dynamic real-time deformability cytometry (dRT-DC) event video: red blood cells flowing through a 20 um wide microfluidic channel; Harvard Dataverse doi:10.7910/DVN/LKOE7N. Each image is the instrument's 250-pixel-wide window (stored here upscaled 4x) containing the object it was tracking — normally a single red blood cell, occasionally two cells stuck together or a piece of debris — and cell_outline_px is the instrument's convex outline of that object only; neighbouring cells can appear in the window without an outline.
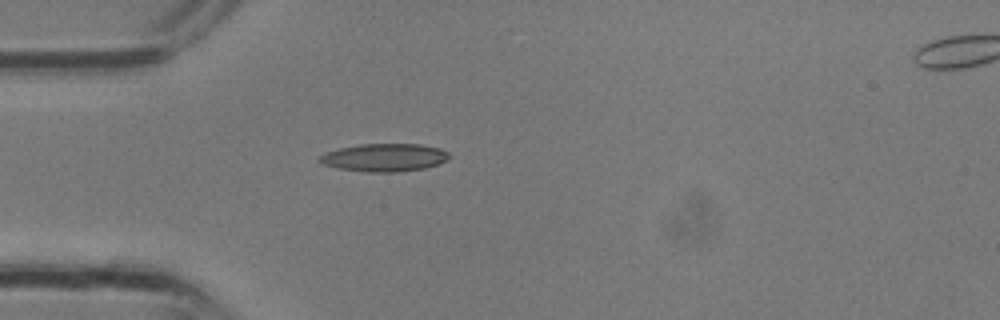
{"species": "common noctule bat (a hibernating species)", "species_latin": "Nyctalus noctula", "temperature_condition": "room temperature", "stored_images_in_passage": 4, "camera_frame_rate_fps": 3000, "um_per_image_px": 0.085, "animal": {"sex": "male", "body_mass_g": 13.3}, "frame": {"image": 1, "passage_image": 3, "time_ms": 0.667, "image_size_px": [1000, 320], "cell_outline_px": [[452, 156], [448, 160], [440, 164], [424, 168], [396, 172], [368, 172], [336, 168], [324, 164], [316, 160], [324, 152], [340, 148], [360, 144], [420, 144], [440, 148], [448, 152]], "centroid_in_image_um": [32.69, 13.39], "position_along_channel_um": 52.3, "area_um2": 21.27}}